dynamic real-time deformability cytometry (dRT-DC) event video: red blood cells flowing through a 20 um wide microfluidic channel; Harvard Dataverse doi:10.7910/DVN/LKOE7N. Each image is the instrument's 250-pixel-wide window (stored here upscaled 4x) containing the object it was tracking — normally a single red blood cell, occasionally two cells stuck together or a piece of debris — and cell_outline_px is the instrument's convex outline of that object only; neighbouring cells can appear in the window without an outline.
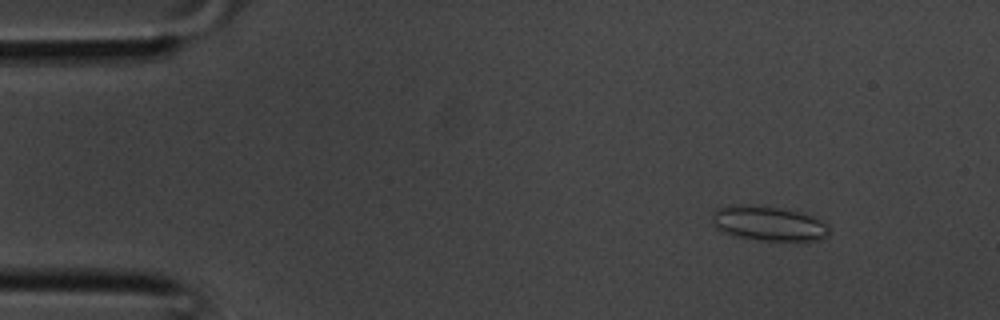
{"species": "common noctule bat (a hibernating species)", "species_latin": "Nyctalus noctula", "temperature_condition": "room temperature", "stored_images_in_passage": 36, "camera_frame_rate_fps": 3000, "um_per_image_px": 0.085, "animal": {"sex": "male", "body_mass_g": 20.1, "forearm_length_mm": 53.5}, "frame": {"image": 1, "passage_image": 4, "time_ms": 1.0, "image_size_px": [1000, 320], "cell_outline_px": [[828, 236], [820, 240], [796, 244], [760, 240], [736, 236], [724, 232], [716, 228], [712, 224], [712, 212], [716, 208], [732, 204], [744, 204], [780, 208], [796, 212], [820, 220], [828, 224]], "centroid_in_image_um": [65.33, 19.04], "position_along_channel_um": 19.7, "area_um2": 24.33}}
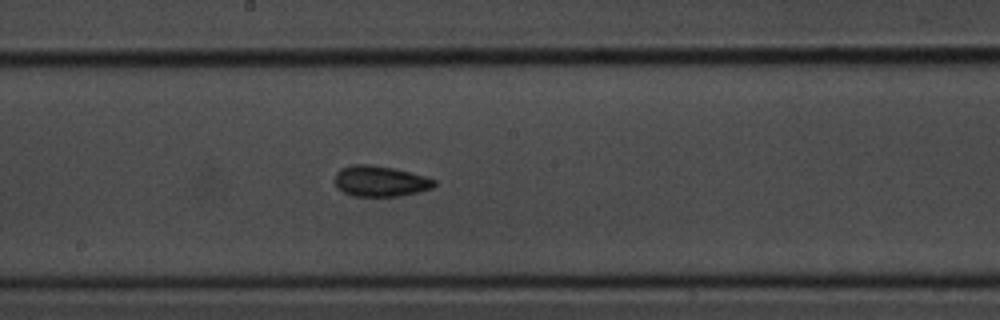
{"frame": {"image": 2, "passage_image": 19, "time_ms": 6.0, "image_size_px": [1000, 320], "cell_outline_px": [[436, 184], [432, 188], [420, 192], [396, 196], [352, 196], [336, 188], [336, 172], [340, 168], [352, 164], [368, 164], [396, 168], [424, 176], [436, 180]], "centroid_in_image_um": [32.31, 15.39], "position_along_channel_um": 215.9, "area_um2": 17.92}}
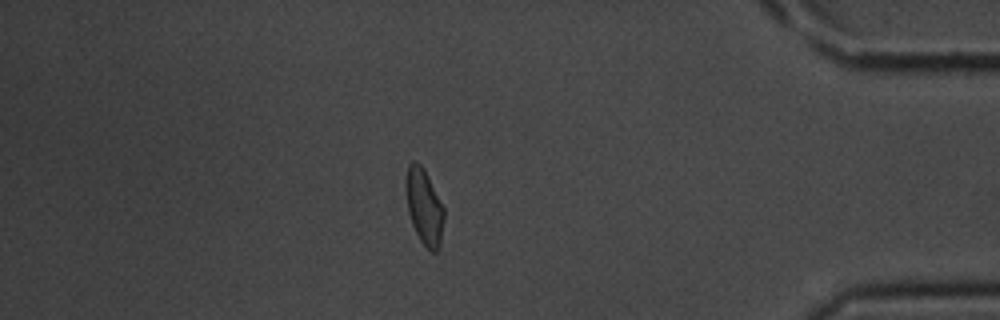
{"frame": {"image": 3, "passage_image": 31, "time_ms": 10.0, "image_size_px": [1000, 320], "cell_outline_px": [[444, 216], [440, 244], [436, 252], [432, 252], [420, 240], [412, 224], [408, 212], [404, 184], [404, 180], [408, 164], [412, 160], [416, 160], [424, 168], [444, 208]], "centroid_in_image_um": [36.02, 17.51], "position_along_channel_um": 399.2, "area_um2": 16.94}}